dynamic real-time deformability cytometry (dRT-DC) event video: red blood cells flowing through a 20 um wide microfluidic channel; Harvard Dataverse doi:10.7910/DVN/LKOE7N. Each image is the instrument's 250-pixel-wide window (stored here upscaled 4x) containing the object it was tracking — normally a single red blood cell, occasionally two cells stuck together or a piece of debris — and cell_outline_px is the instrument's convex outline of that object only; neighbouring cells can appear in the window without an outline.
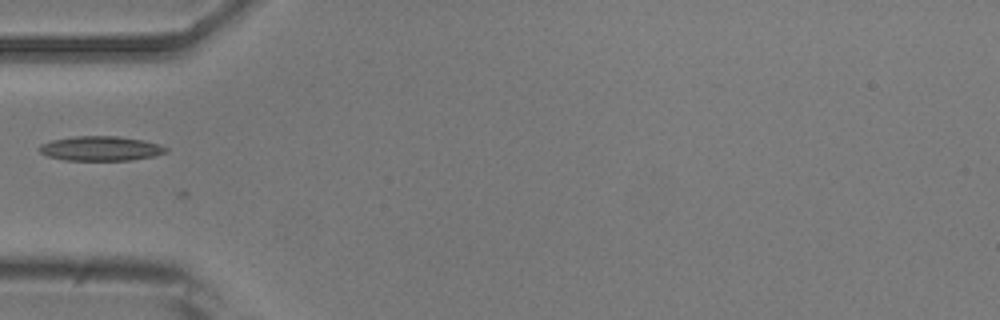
{"species": "common noctule bat (a hibernating species)", "species_latin": "Nyctalus noctula", "temperature_condition": "room temperature", "stored_images_in_passage": 6, "camera_frame_rate_fps": 3000, "um_per_image_px": 0.085, "animal": {"sex": "male", "body_mass_g": 20.5, "forearm_length_mm": 52.5}, "frame": {"image": 1, "passage_image": 5, "time_ms": 4.667, "image_size_px": [1000, 320], "cell_outline_px": [[168, 152], [156, 156], [132, 160], [64, 160], [48, 156], [40, 152], [40, 144], [52, 140], [76, 136], [120, 136], [144, 140], [160, 144], [168, 148]], "centroid_in_image_um": [8.62, 12.62], "position_along_channel_um": 76.4, "area_um2": 18.26}}
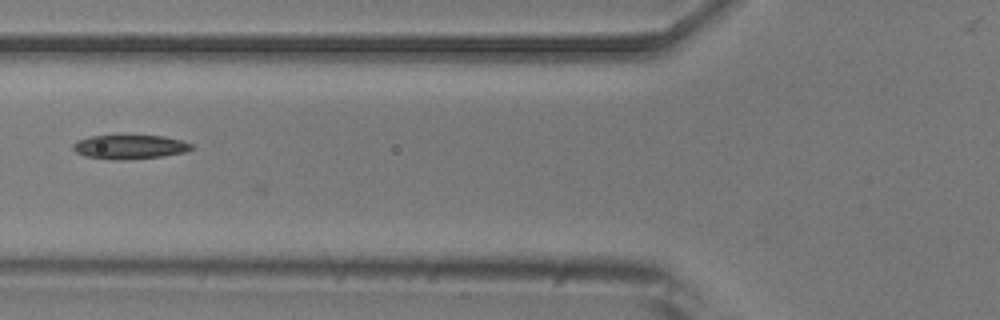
{"frame": {"image": 2, "passage_image": 6, "time_ms": 5.667, "image_size_px": [1000, 320], "cell_outline_px": [[196, 148], [188, 152], [164, 156], [124, 160], [112, 160], [84, 156], [76, 152], [72, 148], [72, 144], [76, 140], [92, 136], [164, 136], [180, 140], [192, 144]], "centroid_in_image_um": [11.05, 12.5], "position_along_channel_um": 114.7, "area_um2": 16.82}}